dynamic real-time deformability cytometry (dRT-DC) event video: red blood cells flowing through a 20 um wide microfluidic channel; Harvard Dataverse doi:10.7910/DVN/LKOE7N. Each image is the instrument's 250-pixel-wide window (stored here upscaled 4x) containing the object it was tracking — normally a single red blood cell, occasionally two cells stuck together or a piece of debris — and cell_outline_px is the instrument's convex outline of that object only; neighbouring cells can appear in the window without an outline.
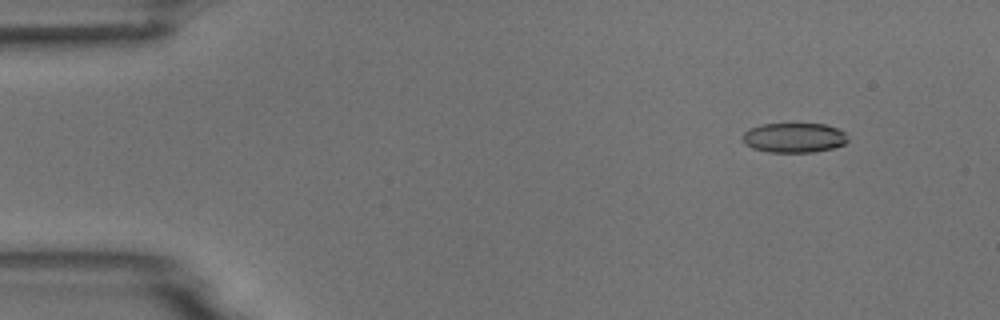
{"species": "common noctule bat (a hibernating species)", "species_latin": "Nyctalus noctula", "temperature_condition": "room temperature", "stored_images_in_passage": 4, "camera_frame_rate_fps": 3000, "um_per_image_px": 0.085, "animal": {"sex": "male", "body_mass_g": 18.8}, "frame": {"image": 1, "passage_image": 1, "time_ms": 0.0, "image_size_px": [1000, 320], "cell_outline_px": [[848, 140], [844, 144], [832, 148], [812, 152], [768, 152], [752, 148], [744, 144], [744, 132], [760, 124], [824, 124], [836, 128], [844, 132]], "centroid_in_image_um": [67.49, 11.71], "position_along_channel_um": 17.5, "area_um2": 18.03}}
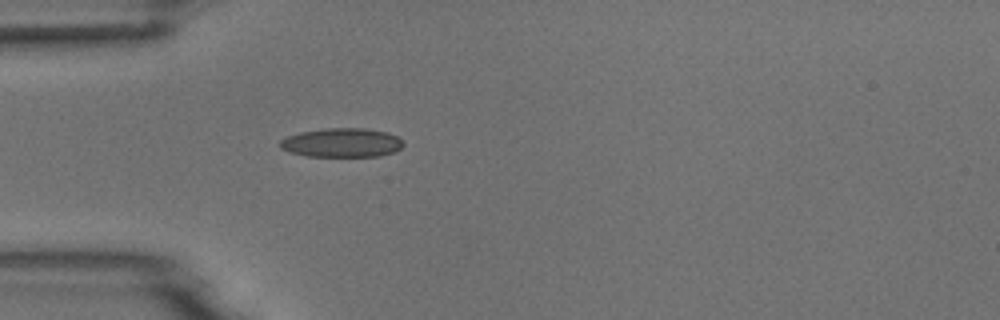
{"frame": {"image": 2, "passage_image": 4, "time_ms": 3.333, "image_size_px": [1000, 320], "cell_outline_px": [[404, 144], [396, 152], [380, 156], [308, 156], [292, 152], [280, 148], [280, 140], [288, 136], [300, 132], [324, 128], [364, 128], [388, 132], [404, 140]], "centroid_in_image_um": [29.1, 12.12], "position_along_channel_um": 55.9, "area_um2": 20.92}}